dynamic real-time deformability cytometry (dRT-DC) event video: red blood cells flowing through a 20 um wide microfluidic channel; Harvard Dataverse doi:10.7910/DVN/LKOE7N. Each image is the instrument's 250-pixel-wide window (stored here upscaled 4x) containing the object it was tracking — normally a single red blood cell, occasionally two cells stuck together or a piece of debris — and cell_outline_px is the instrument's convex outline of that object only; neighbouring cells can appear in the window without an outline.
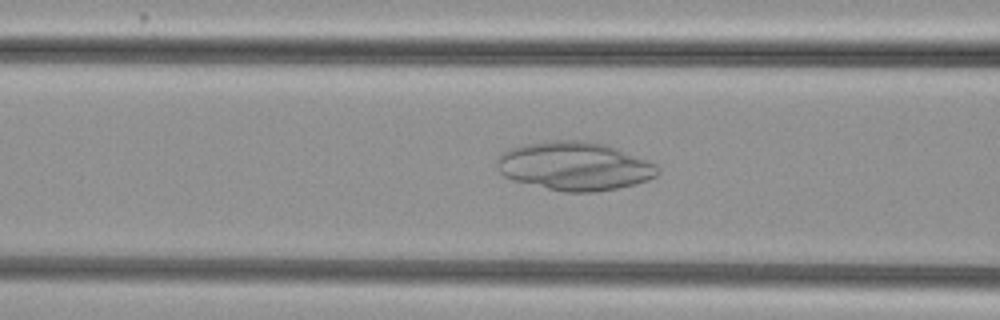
{"species": "common noctule bat (a hibernating species)", "species_latin": "Nyctalus noctula", "temperature_condition": "cold", "stored_images_in_passage": 42, "camera_frame_rate_fps": 3000, "um_per_image_px": 0.085, "animal": {"sex": "female", "body_mass_g": 29.2, "forearm_length_mm": 56.3}, "frame": {"image": 1, "passage_image": 15, "time_ms": 4.667, "image_size_px": [1000, 320], "cell_outline_px": [[660, 172], [656, 176], [648, 180], [636, 184], [596, 192], [564, 192], [512, 180], [504, 176], [496, 168], [496, 160], [508, 148], [520, 144], [552, 140], [584, 140], [604, 144], [616, 148], [656, 164], [660, 168]], "centroid_in_image_um": [48.81, 14.11], "position_along_channel_um": 117.8, "area_um2": 45.66}}
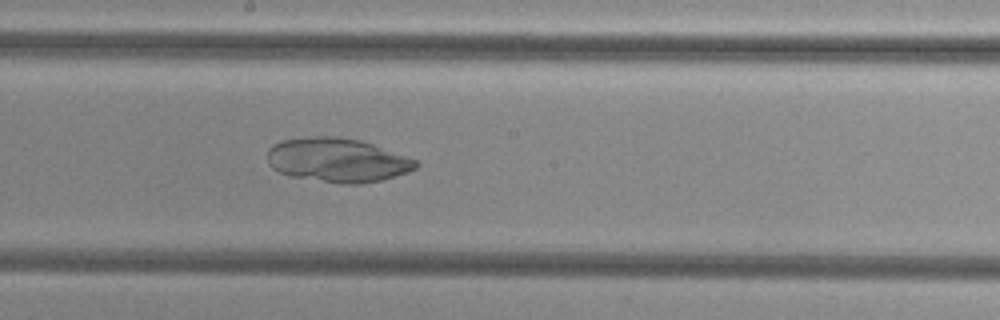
{"frame": {"image": 2, "passage_image": 23, "time_ms": 7.333, "image_size_px": [1000, 320], "cell_outline_px": [[420, 164], [416, 168], [408, 172], [384, 180], [360, 184], [344, 184], [292, 176], [280, 172], [272, 168], [268, 164], [268, 148], [272, 144], [280, 140], [316, 136], [336, 136], [360, 140], [372, 144], [416, 160]], "centroid_in_image_um": [28.67, 13.61], "position_along_channel_um": 219.5, "area_um2": 38.09}}
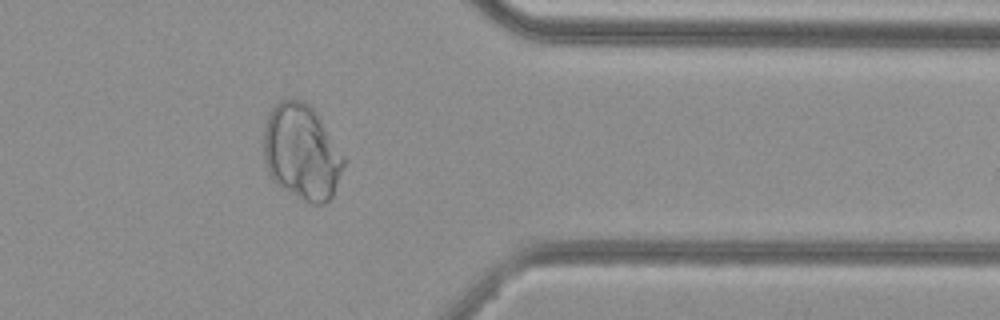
{"frame": {"image": 3, "passage_image": 37, "time_ms": 12.0, "image_size_px": [1000, 320], "cell_outline_px": [[344, 164], [332, 196], [324, 204], [308, 204], [300, 200], [280, 188], [272, 180], [268, 172], [264, 160], [264, 124], [268, 112], [280, 100], [304, 100], [320, 116], [344, 156]], "centroid_in_image_um": [25.62, 12.94], "position_along_channel_um": 385.8, "area_um2": 44.97}}